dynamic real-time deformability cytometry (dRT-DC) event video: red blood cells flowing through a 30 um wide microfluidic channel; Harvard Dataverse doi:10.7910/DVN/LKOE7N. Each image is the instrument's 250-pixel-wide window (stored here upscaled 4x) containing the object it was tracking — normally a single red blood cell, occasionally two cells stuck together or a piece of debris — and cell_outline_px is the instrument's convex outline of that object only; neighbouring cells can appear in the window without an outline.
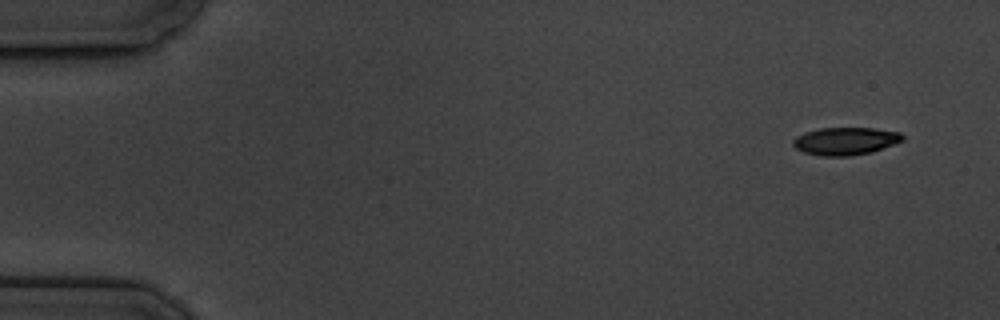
{"species": "common noctule bat (a hibernating species)", "species_latin": "Nyctalus noctula", "temperature_condition": "cold", "stored_images_in_passage": 5, "camera_frame_rate_fps": 3000, "um_per_image_px": 0.085, "animal": {"sex": "male", "body_mass_g": 19.5, "forearm_length_mm": 54.6}, "frame": {"image": 1, "passage_image": 1, "time_ms": 0.0, "image_size_px": [1000, 320], "cell_outline_px": [[904, 140], [872, 152], [852, 156], [820, 156], [804, 152], [796, 148], [792, 144], [792, 140], [796, 136], [820, 128], [872, 128], [900, 132], [904, 136]], "centroid_in_image_um": [71.87, 12.0], "position_along_channel_um": 13.1, "area_um2": 17.63}}
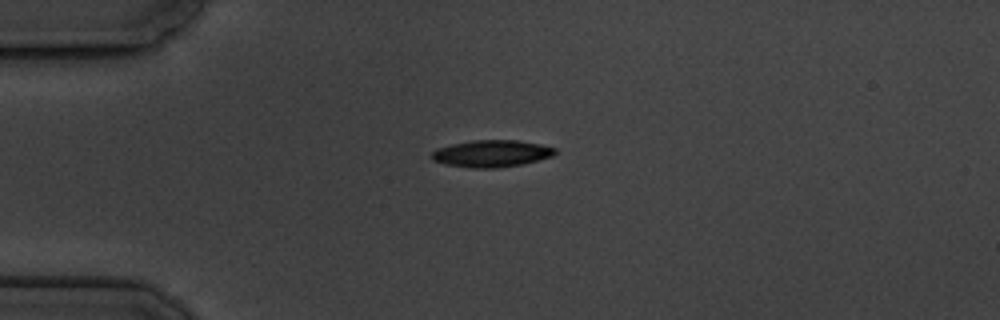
{"frame": {"image": 2, "passage_image": 4, "time_ms": 3.667, "image_size_px": [1000, 320], "cell_outline_px": [[556, 152], [552, 156], [520, 164], [496, 168], [472, 168], [444, 164], [432, 160], [432, 152], [436, 148], [452, 144], [472, 140], [516, 140], [540, 144], [556, 148]], "centroid_in_image_um": [41.74, 13.05], "position_along_channel_um": 43.3, "area_um2": 19.25}}